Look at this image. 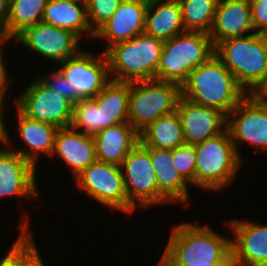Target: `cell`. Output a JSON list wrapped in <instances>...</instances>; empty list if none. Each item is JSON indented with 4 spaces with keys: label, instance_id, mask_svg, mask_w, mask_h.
Masks as SVG:
<instances>
[{
    "label": "cell",
    "instance_id": "obj_1",
    "mask_svg": "<svg viewBox=\"0 0 267 266\" xmlns=\"http://www.w3.org/2000/svg\"><path fill=\"white\" fill-rule=\"evenodd\" d=\"M231 240L208 225H176L158 266L228 265L232 261Z\"/></svg>",
    "mask_w": 267,
    "mask_h": 266
},
{
    "label": "cell",
    "instance_id": "obj_2",
    "mask_svg": "<svg viewBox=\"0 0 267 266\" xmlns=\"http://www.w3.org/2000/svg\"><path fill=\"white\" fill-rule=\"evenodd\" d=\"M246 96L247 92L215 54L192 70L182 85V97L195 104L219 109L226 115Z\"/></svg>",
    "mask_w": 267,
    "mask_h": 266
},
{
    "label": "cell",
    "instance_id": "obj_3",
    "mask_svg": "<svg viewBox=\"0 0 267 266\" xmlns=\"http://www.w3.org/2000/svg\"><path fill=\"white\" fill-rule=\"evenodd\" d=\"M215 55L247 94H253L267 77L266 34L252 32L225 39L215 46Z\"/></svg>",
    "mask_w": 267,
    "mask_h": 266
},
{
    "label": "cell",
    "instance_id": "obj_4",
    "mask_svg": "<svg viewBox=\"0 0 267 266\" xmlns=\"http://www.w3.org/2000/svg\"><path fill=\"white\" fill-rule=\"evenodd\" d=\"M163 43L158 38L142 33L111 46L105 52L111 80L133 82L156 79Z\"/></svg>",
    "mask_w": 267,
    "mask_h": 266
},
{
    "label": "cell",
    "instance_id": "obj_5",
    "mask_svg": "<svg viewBox=\"0 0 267 266\" xmlns=\"http://www.w3.org/2000/svg\"><path fill=\"white\" fill-rule=\"evenodd\" d=\"M194 146L195 185L214 192L228 187L242 166L228 129Z\"/></svg>",
    "mask_w": 267,
    "mask_h": 266
},
{
    "label": "cell",
    "instance_id": "obj_6",
    "mask_svg": "<svg viewBox=\"0 0 267 266\" xmlns=\"http://www.w3.org/2000/svg\"><path fill=\"white\" fill-rule=\"evenodd\" d=\"M215 54L209 34L184 32L164 41L156 80L183 85L192 70Z\"/></svg>",
    "mask_w": 267,
    "mask_h": 266
},
{
    "label": "cell",
    "instance_id": "obj_7",
    "mask_svg": "<svg viewBox=\"0 0 267 266\" xmlns=\"http://www.w3.org/2000/svg\"><path fill=\"white\" fill-rule=\"evenodd\" d=\"M182 86L172 82L139 80L130 82L128 122L140 133L161 116L177 110Z\"/></svg>",
    "mask_w": 267,
    "mask_h": 266
},
{
    "label": "cell",
    "instance_id": "obj_8",
    "mask_svg": "<svg viewBox=\"0 0 267 266\" xmlns=\"http://www.w3.org/2000/svg\"><path fill=\"white\" fill-rule=\"evenodd\" d=\"M121 170L128 213H132L137 204L144 209L158 204V185L150 160V147L139 142L122 161Z\"/></svg>",
    "mask_w": 267,
    "mask_h": 266
},
{
    "label": "cell",
    "instance_id": "obj_9",
    "mask_svg": "<svg viewBox=\"0 0 267 266\" xmlns=\"http://www.w3.org/2000/svg\"><path fill=\"white\" fill-rule=\"evenodd\" d=\"M59 68L71 83V103L94 98L111 81L109 61L105 52L101 56L80 51L60 62Z\"/></svg>",
    "mask_w": 267,
    "mask_h": 266
},
{
    "label": "cell",
    "instance_id": "obj_10",
    "mask_svg": "<svg viewBox=\"0 0 267 266\" xmlns=\"http://www.w3.org/2000/svg\"><path fill=\"white\" fill-rule=\"evenodd\" d=\"M74 181L80 190L100 204L128 213L121 166L95 160Z\"/></svg>",
    "mask_w": 267,
    "mask_h": 266
},
{
    "label": "cell",
    "instance_id": "obj_11",
    "mask_svg": "<svg viewBox=\"0 0 267 266\" xmlns=\"http://www.w3.org/2000/svg\"><path fill=\"white\" fill-rule=\"evenodd\" d=\"M16 107L27 117L58 129L71 126L73 119V104L38 78L20 94Z\"/></svg>",
    "mask_w": 267,
    "mask_h": 266
},
{
    "label": "cell",
    "instance_id": "obj_12",
    "mask_svg": "<svg viewBox=\"0 0 267 266\" xmlns=\"http://www.w3.org/2000/svg\"><path fill=\"white\" fill-rule=\"evenodd\" d=\"M227 129L242 162L239 141L251 143L256 149H267V101L247 95L227 115Z\"/></svg>",
    "mask_w": 267,
    "mask_h": 266
},
{
    "label": "cell",
    "instance_id": "obj_13",
    "mask_svg": "<svg viewBox=\"0 0 267 266\" xmlns=\"http://www.w3.org/2000/svg\"><path fill=\"white\" fill-rule=\"evenodd\" d=\"M13 40L40 56L59 63L80 51V39L77 35L67 29L43 22L27 27Z\"/></svg>",
    "mask_w": 267,
    "mask_h": 266
},
{
    "label": "cell",
    "instance_id": "obj_14",
    "mask_svg": "<svg viewBox=\"0 0 267 266\" xmlns=\"http://www.w3.org/2000/svg\"><path fill=\"white\" fill-rule=\"evenodd\" d=\"M177 112L186 144L195 145L204 142L227 129L225 113L213 107L195 104L184 97L179 101Z\"/></svg>",
    "mask_w": 267,
    "mask_h": 266
},
{
    "label": "cell",
    "instance_id": "obj_15",
    "mask_svg": "<svg viewBox=\"0 0 267 266\" xmlns=\"http://www.w3.org/2000/svg\"><path fill=\"white\" fill-rule=\"evenodd\" d=\"M36 167L12 148L0 149V197L38 198Z\"/></svg>",
    "mask_w": 267,
    "mask_h": 266
},
{
    "label": "cell",
    "instance_id": "obj_16",
    "mask_svg": "<svg viewBox=\"0 0 267 266\" xmlns=\"http://www.w3.org/2000/svg\"><path fill=\"white\" fill-rule=\"evenodd\" d=\"M236 239L231 240L232 262L239 266H267V225L230 221Z\"/></svg>",
    "mask_w": 267,
    "mask_h": 266
},
{
    "label": "cell",
    "instance_id": "obj_17",
    "mask_svg": "<svg viewBox=\"0 0 267 266\" xmlns=\"http://www.w3.org/2000/svg\"><path fill=\"white\" fill-rule=\"evenodd\" d=\"M148 2L149 0H122L109 21L95 33L94 38L101 37L108 41L104 52L116 43L144 33Z\"/></svg>",
    "mask_w": 267,
    "mask_h": 266
},
{
    "label": "cell",
    "instance_id": "obj_18",
    "mask_svg": "<svg viewBox=\"0 0 267 266\" xmlns=\"http://www.w3.org/2000/svg\"><path fill=\"white\" fill-rule=\"evenodd\" d=\"M254 32L250 0H218L214 21L209 32L213 46L233 37Z\"/></svg>",
    "mask_w": 267,
    "mask_h": 266
},
{
    "label": "cell",
    "instance_id": "obj_19",
    "mask_svg": "<svg viewBox=\"0 0 267 266\" xmlns=\"http://www.w3.org/2000/svg\"><path fill=\"white\" fill-rule=\"evenodd\" d=\"M56 154L70 167L75 179L96 160L94 138L71 126L59 128L55 134L52 156Z\"/></svg>",
    "mask_w": 267,
    "mask_h": 266
},
{
    "label": "cell",
    "instance_id": "obj_20",
    "mask_svg": "<svg viewBox=\"0 0 267 266\" xmlns=\"http://www.w3.org/2000/svg\"><path fill=\"white\" fill-rule=\"evenodd\" d=\"M96 160L121 166L128 153L140 142L139 132L129 123L110 126L93 135Z\"/></svg>",
    "mask_w": 267,
    "mask_h": 266
},
{
    "label": "cell",
    "instance_id": "obj_21",
    "mask_svg": "<svg viewBox=\"0 0 267 266\" xmlns=\"http://www.w3.org/2000/svg\"><path fill=\"white\" fill-rule=\"evenodd\" d=\"M184 32L179 0H149L145 15V34L166 41Z\"/></svg>",
    "mask_w": 267,
    "mask_h": 266
},
{
    "label": "cell",
    "instance_id": "obj_22",
    "mask_svg": "<svg viewBox=\"0 0 267 266\" xmlns=\"http://www.w3.org/2000/svg\"><path fill=\"white\" fill-rule=\"evenodd\" d=\"M130 82L111 80L93 99L98 105L99 131L128 122Z\"/></svg>",
    "mask_w": 267,
    "mask_h": 266
},
{
    "label": "cell",
    "instance_id": "obj_23",
    "mask_svg": "<svg viewBox=\"0 0 267 266\" xmlns=\"http://www.w3.org/2000/svg\"><path fill=\"white\" fill-rule=\"evenodd\" d=\"M16 111L19 118V136L23 139L29 150H14L23 158L29 160L35 167L38 163V153L52 156L54 149V138L58 130L57 127L31 119L24 115L17 107Z\"/></svg>",
    "mask_w": 267,
    "mask_h": 266
},
{
    "label": "cell",
    "instance_id": "obj_24",
    "mask_svg": "<svg viewBox=\"0 0 267 266\" xmlns=\"http://www.w3.org/2000/svg\"><path fill=\"white\" fill-rule=\"evenodd\" d=\"M42 22L67 29L79 38L85 32L95 37L88 17L86 4L72 3L63 0H48L44 9Z\"/></svg>",
    "mask_w": 267,
    "mask_h": 266
},
{
    "label": "cell",
    "instance_id": "obj_25",
    "mask_svg": "<svg viewBox=\"0 0 267 266\" xmlns=\"http://www.w3.org/2000/svg\"><path fill=\"white\" fill-rule=\"evenodd\" d=\"M140 142L150 148L173 150L185 144L182 123L177 110L161 116L140 133Z\"/></svg>",
    "mask_w": 267,
    "mask_h": 266
},
{
    "label": "cell",
    "instance_id": "obj_26",
    "mask_svg": "<svg viewBox=\"0 0 267 266\" xmlns=\"http://www.w3.org/2000/svg\"><path fill=\"white\" fill-rule=\"evenodd\" d=\"M48 0H11L10 13L4 22L7 35L13 40L24 29L42 22Z\"/></svg>",
    "mask_w": 267,
    "mask_h": 266
},
{
    "label": "cell",
    "instance_id": "obj_27",
    "mask_svg": "<svg viewBox=\"0 0 267 266\" xmlns=\"http://www.w3.org/2000/svg\"><path fill=\"white\" fill-rule=\"evenodd\" d=\"M185 32L209 34L218 0H179Z\"/></svg>",
    "mask_w": 267,
    "mask_h": 266
},
{
    "label": "cell",
    "instance_id": "obj_28",
    "mask_svg": "<svg viewBox=\"0 0 267 266\" xmlns=\"http://www.w3.org/2000/svg\"><path fill=\"white\" fill-rule=\"evenodd\" d=\"M155 174L158 185V204L182 202L185 206L189 205L188 183L175 168L156 170Z\"/></svg>",
    "mask_w": 267,
    "mask_h": 266
},
{
    "label": "cell",
    "instance_id": "obj_29",
    "mask_svg": "<svg viewBox=\"0 0 267 266\" xmlns=\"http://www.w3.org/2000/svg\"><path fill=\"white\" fill-rule=\"evenodd\" d=\"M71 127L92 136L99 132L98 105L93 98L81 99L73 104Z\"/></svg>",
    "mask_w": 267,
    "mask_h": 266
},
{
    "label": "cell",
    "instance_id": "obj_30",
    "mask_svg": "<svg viewBox=\"0 0 267 266\" xmlns=\"http://www.w3.org/2000/svg\"><path fill=\"white\" fill-rule=\"evenodd\" d=\"M173 166L179 175L187 182L195 185L196 151L195 146L183 144L172 150Z\"/></svg>",
    "mask_w": 267,
    "mask_h": 266
},
{
    "label": "cell",
    "instance_id": "obj_31",
    "mask_svg": "<svg viewBox=\"0 0 267 266\" xmlns=\"http://www.w3.org/2000/svg\"><path fill=\"white\" fill-rule=\"evenodd\" d=\"M122 0H87L86 9L90 27L96 33L105 25Z\"/></svg>",
    "mask_w": 267,
    "mask_h": 266
},
{
    "label": "cell",
    "instance_id": "obj_32",
    "mask_svg": "<svg viewBox=\"0 0 267 266\" xmlns=\"http://www.w3.org/2000/svg\"><path fill=\"white\" fill-rule=\"evenodd\" d=\"M26 220V221H25ZM20 227V266H45L34 243L32 233L28 230V218L22 220Z\"/></svg>",
    "mask_w": 267,
    "mask_h": 266
},
{
    "label": "cell",
    "instance_id": "obj_33",
    "mask_svg": "<svg viewBox=\"0 0 267 266\" xmlns=\"http://www.w3.org/2000/svg\"><path fill=\"white\" fill-rule=\"evenodd\" d=\"M51 80L41 76L39 80L49 89L66 97L71 102V83L64 77L60 69L51 74Z\"/></svg>",
    "mask_w": 267,
    "mask_h": 266
},
{
    "label": "cell",
    "instance_id": "obj_34",
    "mask_svg": "<svg viewBox=\"0 0 267 266\" xmlns=\"http://www.w3.org/2000/svg\"><path fill=\"white\" fill-rule=\"evenodd\" d=\"M250 5L255 32L267 35V0H250Z\"/></svg>",
    "mask_w": 267,
    "mask_h": 266
},
{
    "label": "cell",
    "instance_id": "obj_35",
    "mask_svg": "<svg viewBox=\"0 0 267 266\" xmlns=\"http://www.w3.org/2000/svg\"><path fill=\"white\" fill-rule=\"evenodd\" d=\"M172 150L163 148H150V160L154 170L174 168Z\"/></svg>",
    "mask_w": 267,
    "mask_h": 266
},
{
    "label": "cell",
    "instance_id": "obj_36",
    "mask_svg": "<svg viewBox=\"0 0 267 266\" xmlns=\"http://www.w3.org/2000/svg\"><path fill=\"white\" fill-rule=\"evenodd\" d=\"M0 266H20V236L17 237L8 254L0 259Z\"/></svg>",
    "mask_w": 267,
    "mask_h": 266
},
{
    "label": "cell",
    "instance_id": "obj_37",
    "mask_svg": "<svg viewBox=\"0 0 267 266\" xmlns=\"http://www.w3.org/2000/svg\"><path fill=\"white\" fill-rule=\"evenodd\" d=\"M6 95V91H0V142L1 144L3 143L4 145H6V147H11L9 146L11 143L10 140V137L8 135V131L7 129L5 128V123H4V120H3V115H4V110L3 108H6V107H3L5 105L4 104V97Z\"/></svg>",
    "mask_w": 267,
    "mask_h": 266
},
{
    "label": "cell",
    "instance_id": "obj_38",
    "mask_svg": "<svg viewBox=\"0 0 267 266\" xmlns=\"http://www.w3.org/2000/svg\"><path fill=\"white\" fill-rule=\"evenodd\" d=\"M2 50L3 49H0V91H6L7 90V83L10 81V84L13 86L14 83L13 82V78H7L9 77L7 73V70H6V66L3 62V55L4 53L2 54ZM10 79V80H9ZM9 80V81H8Z\"/></svg>",
    "mask_w": 267,
    "mask_h": 266
},
{
    "label": "cell",
    "instance_id": "obj_39",
    "mask_svg": "<svg viewBox=\"0 0 267 266\" xmlns=\"http://www.w3.org/2000/svg\"><path fill=\"white\" fill-rule=\"evenodd\" d=\"M11 0H0V20L5 22L10 13Z\"/></svg>",
    "mask_w": 267,
    "mask_h": 266
},
{
    "label": "cell",
    "instance_id": "obj_40",
    "mask_svg": "<svg viewBox=\"0 0 267 266\" xmlns=\"http://www.w3.org/2000/svg\"><path fill=\"white\" fill-rule=\"evenodd\" d=\"M253 95L261 101H267V77Z\"/></svg>",
    "mask_w": 267,
    "mask_h": 266
},
{
    "label": "cell",
    "instance_id": "obj_41",
    "mask_svg": "<svg viewBox=\"0 0 267 266\" xmlns=\"http://www.w3.org/2000/svg\"><path fill=\"white\" fill-rule=\"evenodd\" d=\"M8 40H12L6 33L4 22L0 20V49H3V44L5 45Z\"/></svg>",
    "mask_w": 267,
    "mask_h": 266
},
{
    "label": "cell",
    "instance_id": "obj_42",
    "mask_svg": "<svg viewBox=\"0 0 267 266\" xmlns=\"http://www.w3.org/2000/svg\"><path fill=\"white\" fill-rule=\"evenodd\" d=\"M67 2H72V3H79V4H86L87 0H63Z\"/></svg>",
    "mask_w": 267,
    "mask_h": 266
},
{
    "label": "cell",
    "instance_id": "obj_43",
    "mask_svg": "<svg viewBox=\"0 0 267 266\" xmlns=\"http://www.w3.org/2000/svg\"><path fill=\"white\" fill-rule=\"evenodd\" d=\"M190 266H227V265H190Z\"/></svg>",
    "mask_w": 267,
    "mask_h": 266
},
{
    "label": "cell",
    "instance_id": "obj_44",
    "mask_svg": "<svg viewBox=\"0 0 267 266\" xmlns=\"http://www.w3.org/2000/svg\"><path fill=\"white\" fill-rule=\"evenodd\" d=\"M227 266H239V265H237V264H235V263H233V262L231 261Z\"/></svg>",
    "mask_w": 267,
    "mask_h": 266
}]
</instances>
